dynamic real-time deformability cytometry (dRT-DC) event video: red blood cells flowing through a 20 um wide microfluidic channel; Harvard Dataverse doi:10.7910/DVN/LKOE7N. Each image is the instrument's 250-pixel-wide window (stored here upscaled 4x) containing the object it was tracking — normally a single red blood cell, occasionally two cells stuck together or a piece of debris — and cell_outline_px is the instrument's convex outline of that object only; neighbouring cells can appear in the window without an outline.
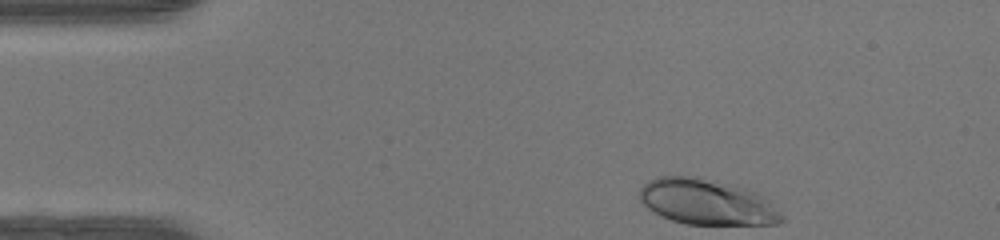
{"species": "human", "species_latin": "Homo sapiens", "temperature_condition": "warm", "stored_images_in_passage": 34, "camera_frame_rate_fps": 3000, "um_per_image_px": 0.085, "donor": {"sex": "female"}, "frame": {"image": 1, "passage_image": 1, "time_ms": 0.0, "image_size_px": [1000, 240], "cell_outline_px": [[784, 220], [780, 224], [684, 224], [672, 220], [648, 208], [640, 200], [640, 188], [648, 180], [656, 176], [696, 176], [736, 184], [748, 188], [764, 196], [784, 216]], "centroid_in_image_um": [60.12, 17.15], "position_along_channel_um": 24.9, "area_um2": 38.03}}
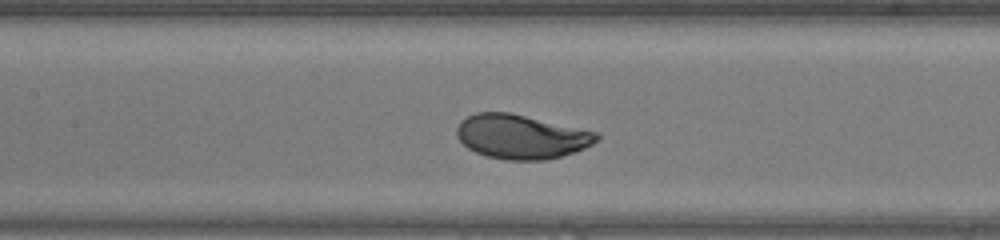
{"frame": {"image": 2, "passage_image": 16, "time_ms": 5.0, "image_size_px": [1000, 240], "cell_outline_px": [[600, 136], [592, 144], [584, 148], [560, 156], [544, 160], [504, 160], [488, 156], [476, 152], [468, 148], [456, 136], [456, 128], [460, 120], [476, 112], [508, 112], [600, 132]], "centroid_in_image_um": [44.29, 11.6], "position_along_channel_um": 163.1, "area_um2": 36.01}}
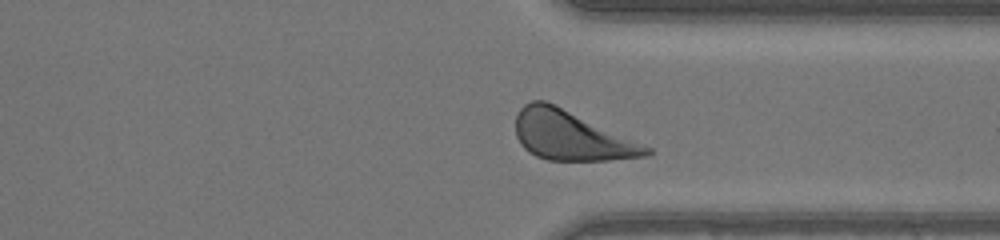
{"frame": {"image": 3, "passage_image": 30, "time_ms": 9.667, "image_size_px": [1000, 240], "cell_outline_px": [[652, 152], [648, 156], [608, 160], [548, 160], [536, 156], [528, 152], [520, 144], [516, 136], [516, 116], [520, 108], [524, 104], [532, 100], [544, 100], [556, 104], [652, 148]], "centroid_in_image_um": [48.52, 11.52], "position_along_channel_um": 362.9, "area_um2": 37.57}, "authors_computed_cell_mechanics": {"area_um2": 36.2406, "velocity_mm_per_s": 4.2814, "shape_relaxation_time_tau1_ms": 2.3398, "shape_relaxation_time_tau2_ms": null, "deformation_change_tau1": 0.1574, "deformation_change_tau2": null}}